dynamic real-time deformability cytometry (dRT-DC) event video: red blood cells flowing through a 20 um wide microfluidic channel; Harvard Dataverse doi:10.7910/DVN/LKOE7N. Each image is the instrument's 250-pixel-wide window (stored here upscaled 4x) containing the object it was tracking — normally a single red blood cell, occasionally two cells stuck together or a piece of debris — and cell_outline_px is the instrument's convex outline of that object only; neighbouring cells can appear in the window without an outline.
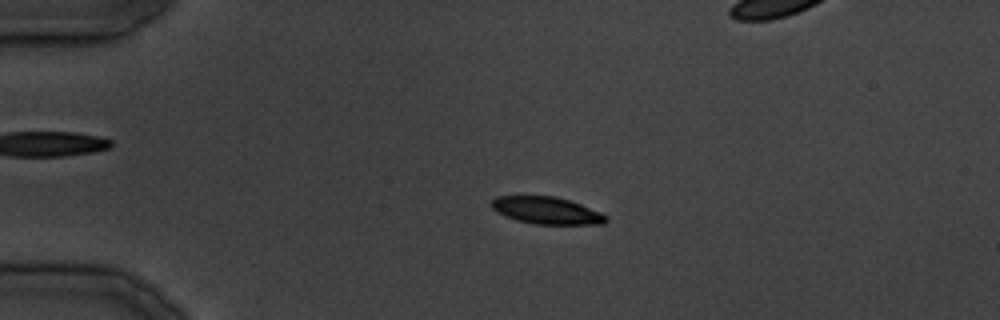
{"species": "common noctule bat (a hibernating species)", "species_latin": "Nyctalus noctula", "temperature_condition": "cold", "stored_images_in_passage": 35, "camera_frame_rate_fps": 3000, "um_per_image_px": 0.085, "animal": {"sex": "male", "body_mass_g": 19.5, "forearm_length_mm": 54.6}, "frame": {"image": 1, "passage_image": 8, "time_ms": 9.0, "image_size_px": [1000, 320], "cell_outline_px": [[608, 220], [604, 224], [536, 224], [516, 220], [504, 216], [496, 212], [492, 208], [492, 200], [496, 196], [552, 196], [568, 200], [580, 204], [600, 212], [608, 216]], "centroid_in_image_um": [46.46, 17.9], "position_along_channel_um": 38.5, "area_um2": 18.03}}
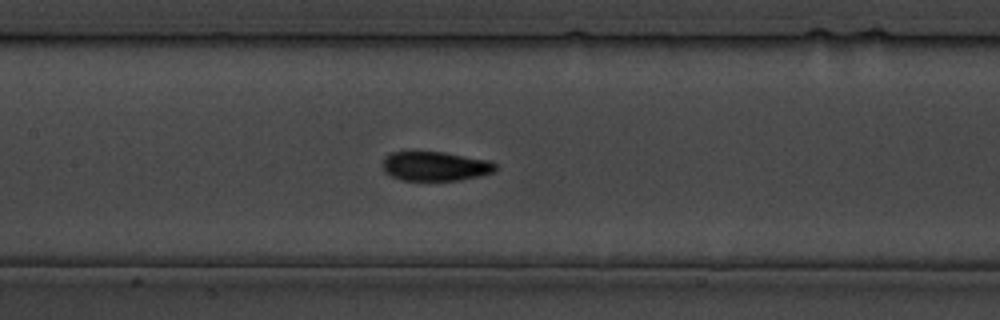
{"frame": {"image": 2, "passage_image": 17, "time_ms": 20.0, "image_size_px": [1000, 320], "cell_outline_px": [[496, 168], [492, 172], [480, 176], [460, 180], [400, 180], [384, 172], [380, 164], [384, 156], [392, 152], [444, 152], [492, 160], [496, 164]], "centroid_in_image_um": [36.97, 14.12], "position_along_channel_um": 170.4, "area_um2": 19.54}}
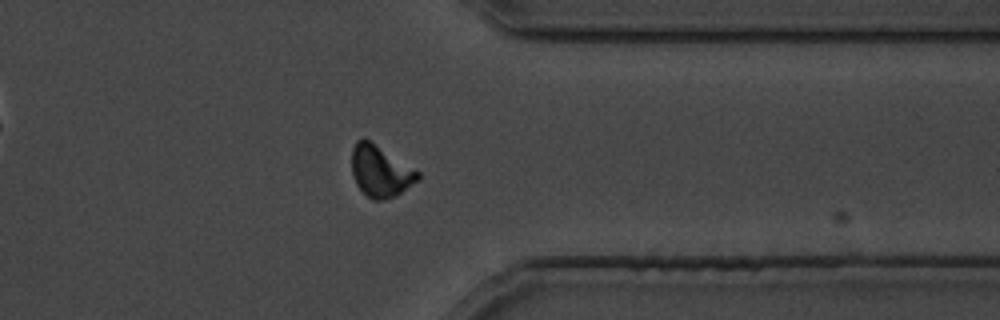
{"frame": {"image": 3, "passage_image": 28, "time_ms": 33.667, "image_size_px": [1000, 320], "cell_outline_px": [[420, 180], [396, 196], [384, 200], [372, 200], [356, 184], [352, 176], [352, 148], [356, 140], [364, 136], [420, 172]], "centroid_in_image_um": [32.34, 14.54], "position_along_channel_um": 379.1, "area_um2": 20.06}}